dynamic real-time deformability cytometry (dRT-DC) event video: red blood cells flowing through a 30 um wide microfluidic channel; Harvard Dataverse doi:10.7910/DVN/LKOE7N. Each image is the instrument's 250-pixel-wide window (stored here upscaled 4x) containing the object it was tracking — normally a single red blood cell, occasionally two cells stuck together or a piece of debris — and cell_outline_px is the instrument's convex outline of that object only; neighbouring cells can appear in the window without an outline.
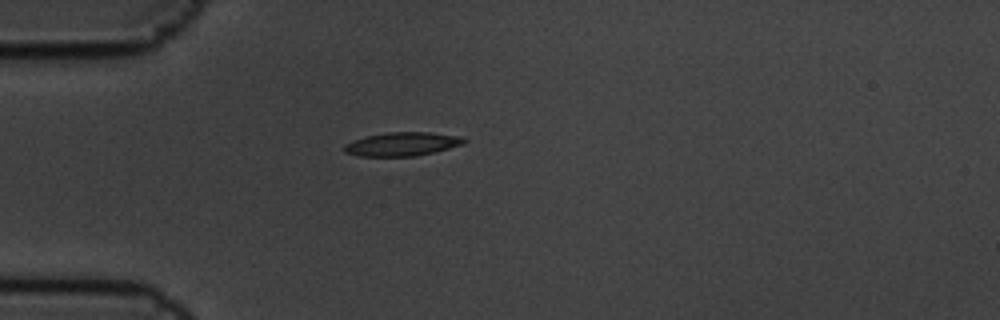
{"species": "common noctule bat (a hibernating species)", "species_latin": "Nyctalus noctula", "temperature_condition": "cold", "stored_images_in_passage": 12, "camera_frame_rate_fps": 3000, "um_per_image_px": 0.085, "animal": {"sex": "male", "body_mass_g": 19.5, "forearm_length_mm": 54.6}, "frame": {"image": 1, "passage_image": 1, "time_ms": 0.0, "image_size_px": [1000, 320], "cell_outline_px": [[468, 140], [464, 144], [416, 156], [360, 156], [344, 152], [344, 144], [352, 140], [364, 136], [388, 132], [428, 132], [460, 136]], "centroid_in_image_um": [34.16, 12.24], "position_along_channel_um": 50.8, "area_um2": 16.53}}
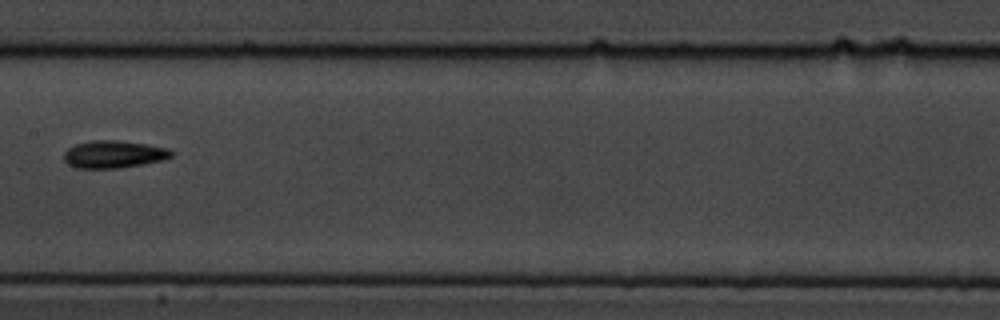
{"frame": {"image": 2, "passage_image": 5, "time_ms": 1.333, "image_size_px": [1000, 320], "cell_outline_px": [[172, 156], [164, 160], [120, 168], [76, 168], [68, 164], [64, 160], [64, 152], [68, 148], [76, 144], [92, 140], [116, 140], [144, 144], [168, 148], [172, 152]], "centroid_in_image_um": [9.65, 13.12], "position_along_channel_um": 197.8, "area_um2": 17.11}}
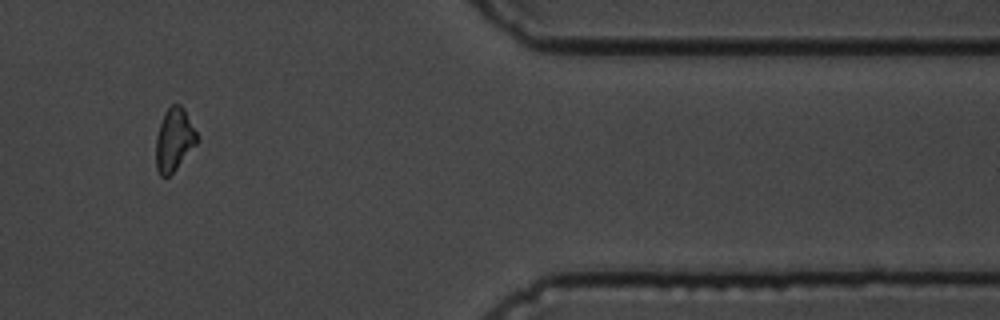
{"frame": {"image": 3, "passage_image": 10, "time_ms": 3.0, "image_size_px": [1000, 320], "cell_outline_px": [[196, 144], [176, 168], [168, 176], [160, 176], [156, 168], [156, 136], [164, 112], [172, 104], [180, 104], [184, 108], [196, 132]], "centroid_in_image_um": [14.77, 11.85], "position_along_channel_um": 396.6, "area_um2": 14.74}}